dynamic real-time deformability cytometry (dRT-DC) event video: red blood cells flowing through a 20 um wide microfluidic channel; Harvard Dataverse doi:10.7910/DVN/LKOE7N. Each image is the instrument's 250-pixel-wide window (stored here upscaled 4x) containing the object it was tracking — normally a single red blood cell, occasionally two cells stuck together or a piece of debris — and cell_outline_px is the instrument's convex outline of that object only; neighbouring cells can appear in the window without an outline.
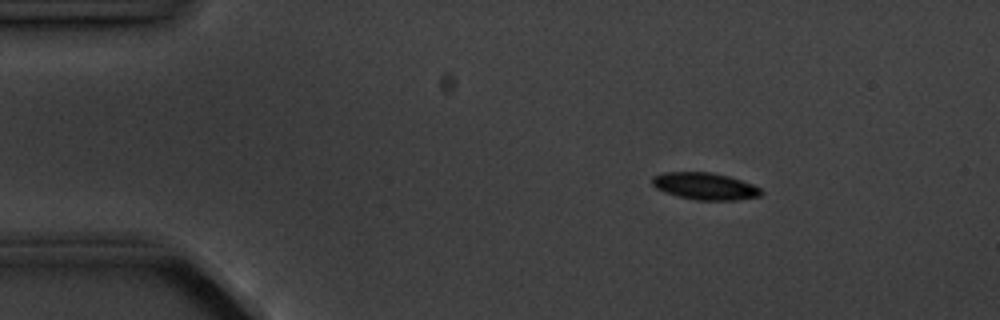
{"species": "common noctule bat (a hibernating species)", "species_latin": "Nyctalus noctula", "temperature_condition": "cold", "stored_images_in_passage": 3, "camera_frame_rate_fps": 3000, "um_per_image_px": 0.085, "animal": {"sex": "male", "body_mass_g": 20.1, "forearm_length_mm": 53.5}, "frame": {"image": 1, "passage_image": 2, "time_ms": 1.0, "image_size_px": [1000, 320], "cell_outline_px": [[764, 192], [760, 196], [736, 200], [696, 200], [676, 196], [664, 192], [656, 188], [652, 184], [652, 176], [664, 172], [712, 172], [728, 176], [752, 184], [760, 188]], "centroid_in_image_um": [59.9, 15.83], "position_along_channel_um": 25.1, "area_um2": 17.22}}